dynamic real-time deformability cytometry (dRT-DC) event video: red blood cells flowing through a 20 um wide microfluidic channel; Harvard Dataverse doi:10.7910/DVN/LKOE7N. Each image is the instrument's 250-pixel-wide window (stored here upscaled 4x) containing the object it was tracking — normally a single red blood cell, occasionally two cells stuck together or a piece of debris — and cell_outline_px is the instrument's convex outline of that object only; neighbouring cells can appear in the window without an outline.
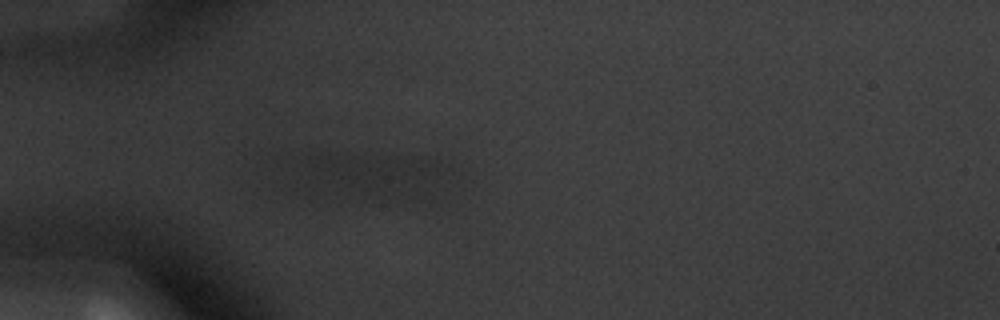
{"species": "common noctule bat (a hibernating species)", "species_latin": "Nyctalus noctula", "temperature_condition": "warm", "stored_images_in_passage": 16, "camera_frame_rate_fps": 3000, "um_per_image_px": 0.085, "animal": {"sex": "male", "body_mass_g": 20.1, "forearm_length_mm": 53.5}, "frame": {"image": 1, "passage_image": 16, "time_ms": 5.0, "image_size_px": [1000, 320], "cell_outline_px": [[452, 168], [428, 200], [388, 200], [348, 184], [308, 164], [304, 156], [336, 152], [396, 156], [432, 160], [448, 164]], "centroid_in_image_um": [32.65, 14.78], "position_along_channel_um": 52.3, "area_um2": 33.12}}